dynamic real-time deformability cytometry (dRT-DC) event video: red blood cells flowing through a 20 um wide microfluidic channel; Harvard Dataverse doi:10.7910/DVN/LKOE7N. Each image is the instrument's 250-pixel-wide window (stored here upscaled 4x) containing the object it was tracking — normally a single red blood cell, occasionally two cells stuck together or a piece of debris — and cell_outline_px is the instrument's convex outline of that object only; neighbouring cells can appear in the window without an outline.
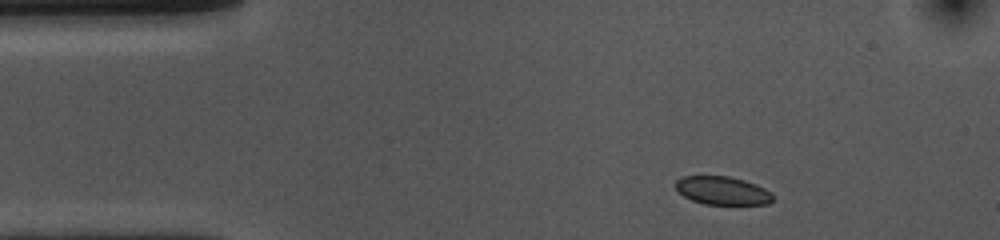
{"species": "common noctule bat (a hibernating species)", "species_latin": "Nyctalus noctula", "temperature_condition": "cold", "stored_images_in_passage": 47, "camera_frame_rate_fps": 3000, "um_per_image_px": 0.085, "animal": {"sex": "female", "body_mass_g": 10.0, "forearm_length_mm": 53.1}, "frame": {"image": 1, "passage_image": 1, "time_ms": 0.0, "image_size_px": [1000, 240], "cell_outline_px": [[772, 200], [768, 204], [704, 204], [692, 200], [684, 196], [672, 184], [680, 176], [728, 176], [744, 180], [756, 184], [772, 192]], "centroid_in_image_um": [61.37, 16.19], "position_along_channel_um": 23.6, "area_um2": 16.07}}
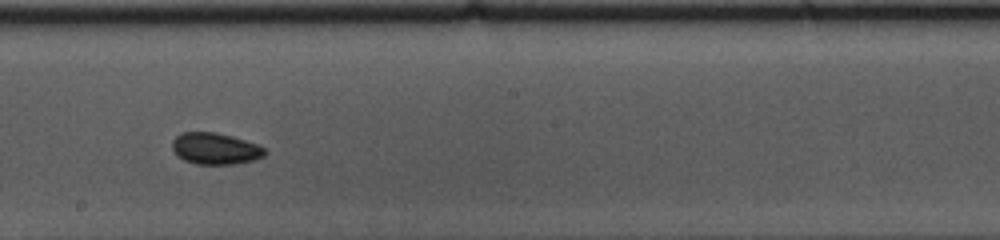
{"frame": {"image": 2, "passage_image": 22, "time_ms": 7.0, "image_size_px": [1000, 240], "cell_outline_px": [[268, 152], [264, 156], [256, 160], [236, 164], [196, 164], [184, 160], [172, 148], [172, 140], [176, 136], [184, 132], [212, 132], [232, 136], [260, 144]], "centroid_in_image_um": [18.36, 12.63], "position_along_channel_um": 229.8, "area_um2": 17.11}}
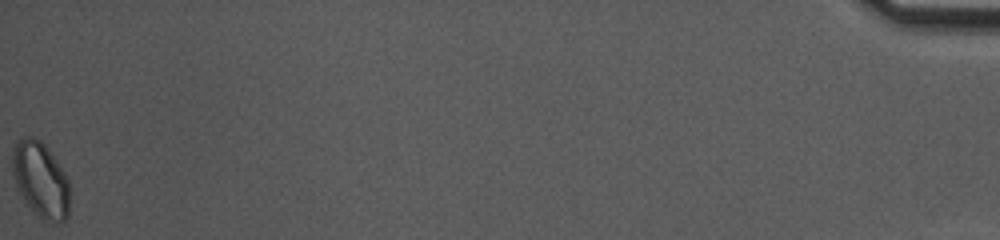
{"frame": {"image": 3, "passage_image": 47, "time_ms": 15.333, "image_size_px": [1000, 240], "cell_outline_px": [[68, 216], [60, 224], [44, 220], [24, 200], [16, 184], [12, 172], [12, 152], [16, 140], [20, 136], [32, 136], [40, 140], [48, 148], [64, 172], [68, 180]], "centroid_in_image_um": [3.43, 15.23], "position_along_channel_um": 431.8, "area_um2": 25.09}, "authors_computed_cell_mechanics": {"area_um2": 17.2822, "velocity_mm_per_s": 3.7056, "shape_relaxation_time_tau1_ms": 4.535, "shape_relaxation_time_tau2_ms": 10.6776, "deformation_change_tau1": 0.0565, "deformation_change_tau2": 0.1095}}